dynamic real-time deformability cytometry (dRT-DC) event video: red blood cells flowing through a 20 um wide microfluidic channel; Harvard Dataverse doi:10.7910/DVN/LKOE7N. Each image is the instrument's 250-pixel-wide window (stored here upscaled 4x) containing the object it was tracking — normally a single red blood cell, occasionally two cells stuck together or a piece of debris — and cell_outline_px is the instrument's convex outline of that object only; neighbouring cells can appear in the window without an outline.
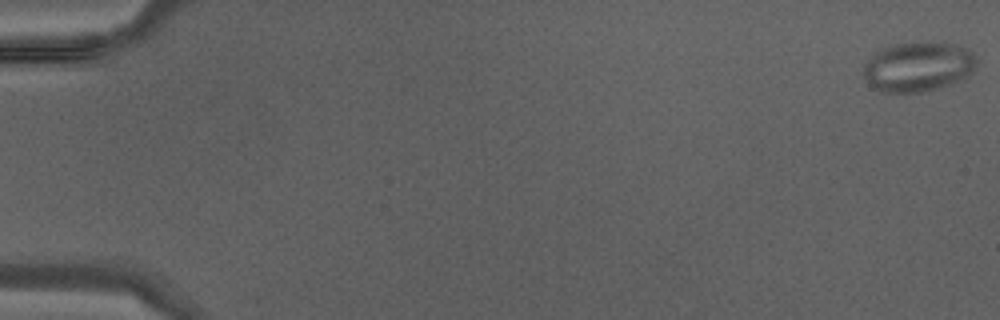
{"species": "Egyptian fruit bat (a non-hibernating species)", "species_latin": "Rousettus aegyptiacus", "temperature_condition": "warm", "stored_images_in_passage": 28, "camera_frame_rate_fps": 3000, "um_per_image_px": 0.085, "animal": {"sex": "male"}, "frame": {"image": 1, "passage_image": 1, "time_ms": 0.0, "image_size_px": [1000, 320], "cell_outline_px": [[976, 64], [972, 72], [948, 84], [936, 88], [920, 92], [880, 92], [872, 88], [864, 76], [864, 64], [876, 52], [884, 48], [896, 44], [944, 40], [968, 48], [972, 52], [976, 60]], "centroid_in_image_um": [78.04, 5.64], "position_along_channel_um": 7.0, "area_um2": 32.71}}
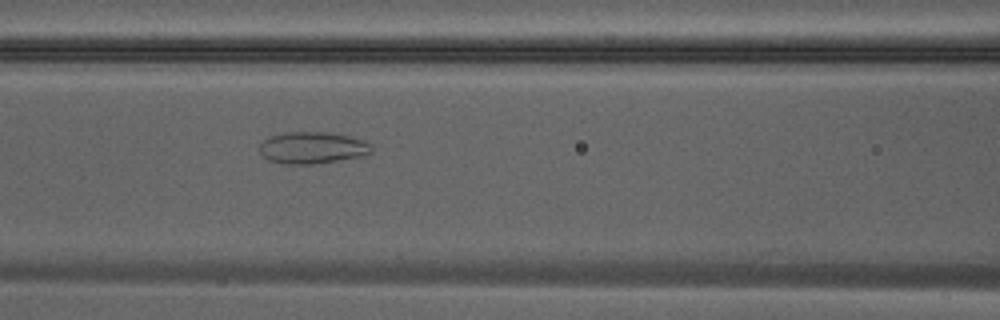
{"frame": {"image": 2, "passage_image": 20, "time_ms": 6.333, "image_size_px": [1000, 320], "cell_outline_px": [[372, 152], [364, 156], [312, 164], [284, 164], [268, 160], [260, 152], [260, 144], [268, 136], [284, 132], [324, 132], [348, 136], [364, 140], [372, 148]], "centroid_in_image_um": [26.53, 12.56], "position_along_channel_um": 140.1, "area_um2": 20.69}}